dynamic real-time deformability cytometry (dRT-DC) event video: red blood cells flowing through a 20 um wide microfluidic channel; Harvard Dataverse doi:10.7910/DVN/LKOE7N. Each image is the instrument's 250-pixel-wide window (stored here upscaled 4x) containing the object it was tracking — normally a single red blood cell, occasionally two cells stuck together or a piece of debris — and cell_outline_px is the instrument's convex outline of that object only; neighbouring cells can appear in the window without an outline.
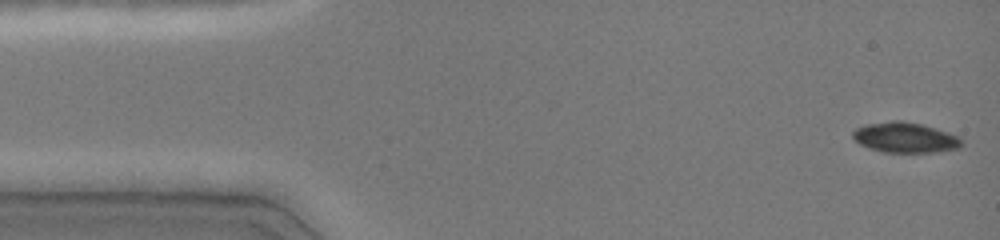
{"species": "common noctule bat (a hibernating species)", "species_latin": "Nyctalus noctula", "temperature_condition": "cold", "stored_images_in_passage": 47, "camera_frame_rate_fps": 3000, "um_per_image_px": 0.085, "animal": {"sex": "female", "body_mass_g": 19.0, "forearm_length_mm": 51.5}, "frame": {"image": 1, "passage_image": 1, "time_ms": 0.0, "image_size_px": [1000, 240], "cell_outline_px": [[964, 144], [960, 148], [936, 152], [884, 152], [868, 148], [860, 144], [852, 136], [852, 132], [856, 128], [868, 124], [892, 120], [900, 120], [920, 124], [948, 132], [956, 136]], "centroid_in_image_um": [76.92, 11.69], "position_along_channel_um": 8.1, "area_um2": 19.07}}
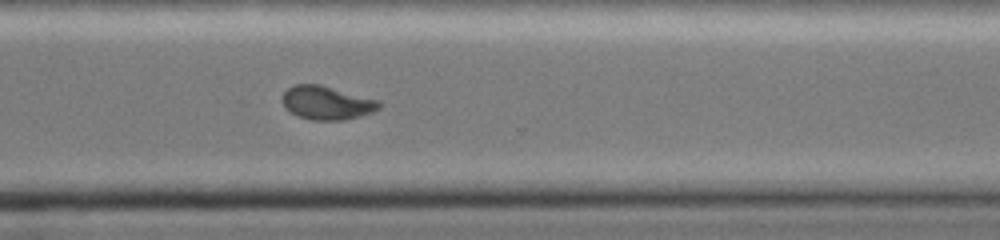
{"frame": {"image": 2, "passage_image": 34, "time_ms": 11.0, "image_size_px": [1000, 240], "cell_outline_px": [[380, 108], [372, 112], [360, 116], [344, 120], [312, 120], [296, 116], [284, 108], [280, 100], [280, 96], [288, 88], [296, 84], [320, 84], [380, 100]], "centroid_in_image_um": [27.73, 8.74], "position_along_channel_um": 342.9, "area_um2": 19.25}}
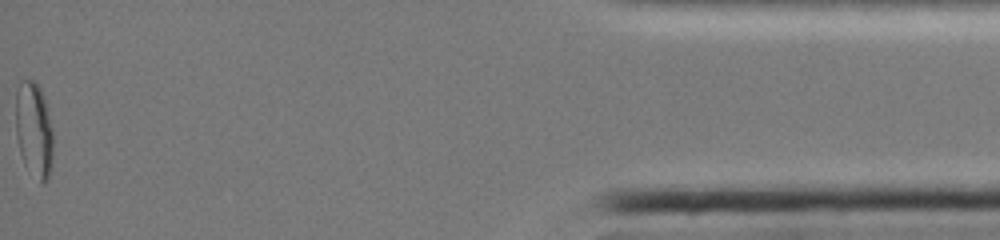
{"frame": {"image": 3, "passage_image": 47, "time_ms": 15.333, "image_size_px": [1000, 240], "cell_outline_px": [[52, 160], [48, 180], [44, 184], [40, 184], [24, 164], [20, 152], [16, 136], [16, 92], [20, 80], [36, 80], [44, 96], [52, 132]], "centroid_in_image_um": [2.88, 11.04], "position_along_channel_um": 432.3, "area_um2": 20.92}, "authors_computed_cell_mechanics": {"area_um2": 19.941, "velocity_mm_per_s": 4.0465, "shape_relaxation_time_tau1_ms": 6.8776, "shape_relaxation_time_tau2_ms": 6.0898, "deformation_change_tau1": 0.149, "deformation_change_tau2": 0.0811}}